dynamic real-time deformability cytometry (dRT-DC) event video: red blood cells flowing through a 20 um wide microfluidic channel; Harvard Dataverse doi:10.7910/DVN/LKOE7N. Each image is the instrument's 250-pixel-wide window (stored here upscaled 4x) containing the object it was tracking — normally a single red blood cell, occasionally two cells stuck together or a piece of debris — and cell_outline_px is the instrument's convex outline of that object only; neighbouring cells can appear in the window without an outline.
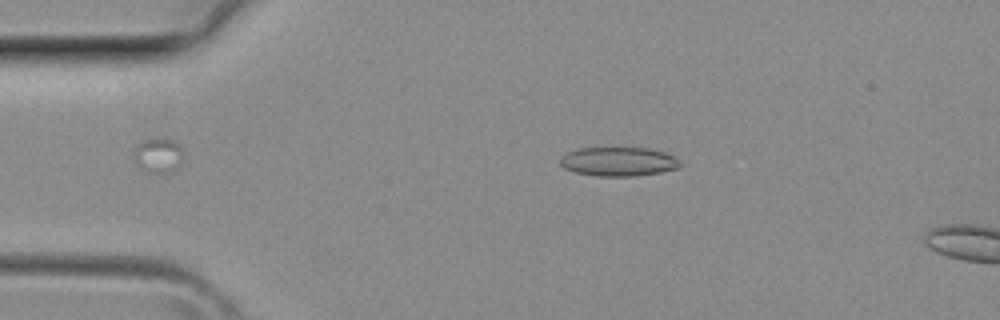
{"species": "common noctule bat (a hibernating species)", "species_latin": "Nyctalus noctula", "temperature_condition": "room temperature", "stored_images_in_passage": 32, "camera_frame_rate_fps": 3000, "um_per_image_px": 0.085, "animal": {"sex": "female", "body_mass_g": 29.2, "forearm_length_mm": 56.3}, "frame": {"image": 1, "passage_image": 3, "time_ms": 0.667, "image_size_px": [1000, 320], "cell_outline_px": [[680, 168], [660, 172], [636, 176], [596, 176], [576, 172], [564, 168], [560, 164], [560, 156], [576, 148], [648, 148], [664, 152], [680, 160]], "centroid_in_image_um": [52.56, 13.73], "position_along_channel_um": 32.4, "area_um2": 20.35}}
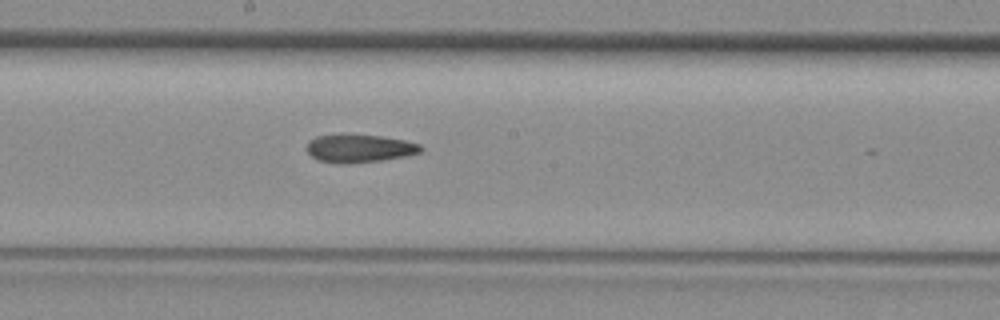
{"frame": {"image": 2, "passage_image": 16, "time_ms": 5.0, "image_size_px": [1000, 320], "cell_outline_px": [[424, 148], [420, 152], [404, 156], [380, 160], [340, 164], [336, 164], [316, 160], [308, 152], [308, 140], [316, 136], [380, 136], [404, 140], [420, 144]], "centroid_in_image_um": [30.54, 12.64], "position_along_channel_um": 217.7, "area_um2": 18.09}}
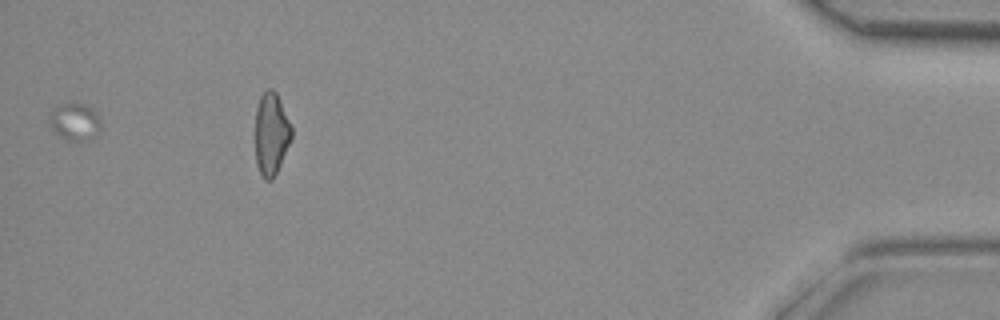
{"frame": {"image": 3, "passage_image": 31, "time_ms": 10.0, "image_size_px": [1000, 320], "cell_outline_px": [[100, 128], [96, 136], [80, 140], [68, 140], [56, 132], [52, 128], [52, 112], [56, 104], [68, 100], [84, 104], [92, 108], [96, 112], [100, 120]], "centroid_in_image_um": [6.39, 10.27], "position_along_channel_um": 428.8, "area_um2": 11.04}}